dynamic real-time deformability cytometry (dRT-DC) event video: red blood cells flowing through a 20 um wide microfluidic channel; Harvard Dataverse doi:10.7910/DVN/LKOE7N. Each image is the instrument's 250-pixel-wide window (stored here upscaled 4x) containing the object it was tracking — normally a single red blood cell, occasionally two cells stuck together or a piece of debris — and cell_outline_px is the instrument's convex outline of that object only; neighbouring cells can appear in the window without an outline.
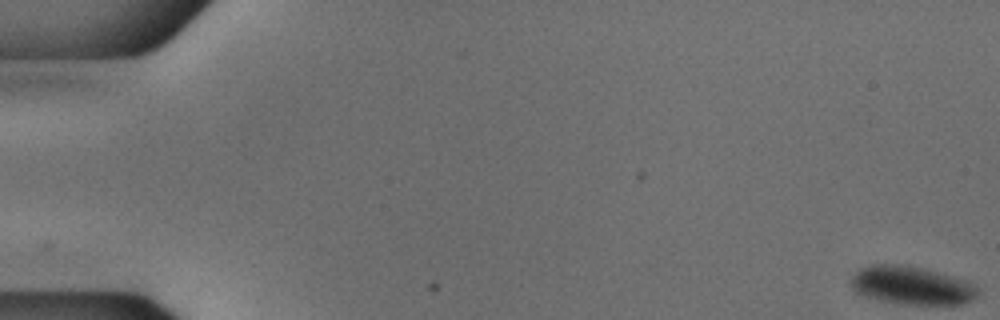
{"species": "common noctule bat (a hibernating species)", "species_latin": "Nyctalus noctula", "temperature_condition": "cold", "stored_images_in_passage": 55, "camera_frame_rate_fps": 3000, "um_per_image_px": 0.085, "animal": {"sex": "male", "body_mass_g": 18.8}, "frame": {"image": 1, "passage_image": 1, "time_ms": 0.0, "image_size_px": [1000, 320], "cell_outline_px": [[976, 296], [972, 300], [964, 304], [900, 304], [868, 296], [856, 292], [852, 288], [852, 276], [860, 268], [872, 264], [904, 264], [952, 276], [972, 284], [976, 288]], "centroid_in_image_um": [77.46, 24.26], "position_along_channel_um": 7.5, "area_um2": 27.69}}
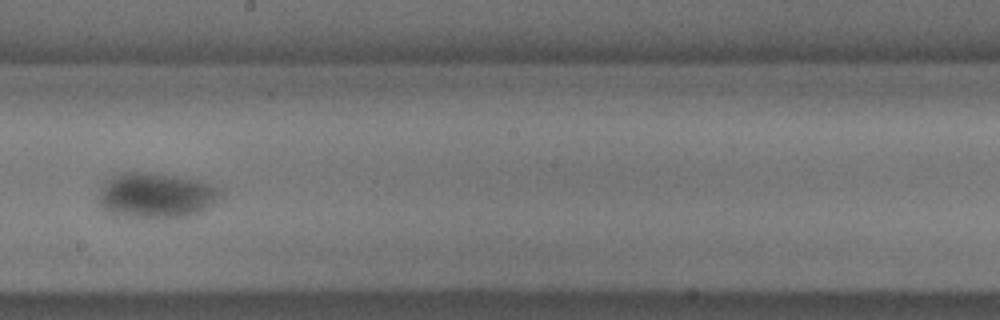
{"frame": {"image": 2, "passage_image": 32, "time_ms": 10.333, "image_size_px": [1000, 320], "cell_outline_px": [[220, 196], [208, 208], [192, 216], [124, 216], [108, 212], [100, 208], [100, 184], [112, 176], [124, 172], [148, 172], [200, 180], [220, 188]], "centroid_in_image_um": [13.24, 16.58], "position_along_channel_um": 235.0, "area_um2": 31.79}}
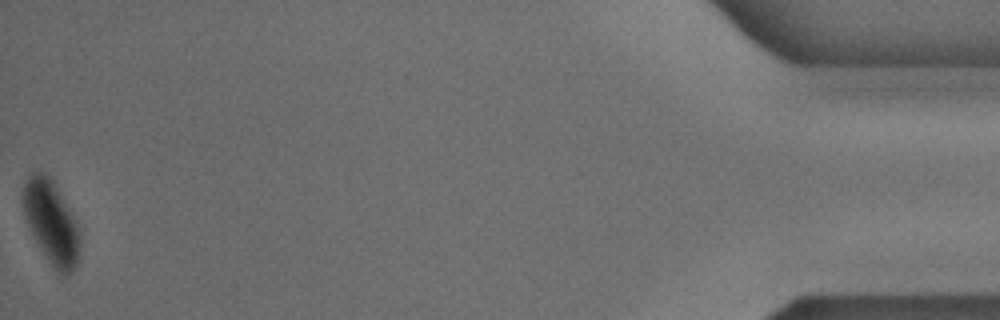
{"frame": {"image": 3, "passage_image": 55, "time_ms": 18.0, "image_size_px": [1000, 320], "cell_outline_px": [[80, 260], [72, 272], [68, 276], [64, 276], [48, 260], [36, 240], [24, 216], [24, 184], [28, 176], [32, 172], [44, 172], [52, 180], [76, 220], [80, 232]], "centroid_in_image_um": [4.41, 18.93], "position_along_channel_um": 430.8, "area_um2": 27.17}}